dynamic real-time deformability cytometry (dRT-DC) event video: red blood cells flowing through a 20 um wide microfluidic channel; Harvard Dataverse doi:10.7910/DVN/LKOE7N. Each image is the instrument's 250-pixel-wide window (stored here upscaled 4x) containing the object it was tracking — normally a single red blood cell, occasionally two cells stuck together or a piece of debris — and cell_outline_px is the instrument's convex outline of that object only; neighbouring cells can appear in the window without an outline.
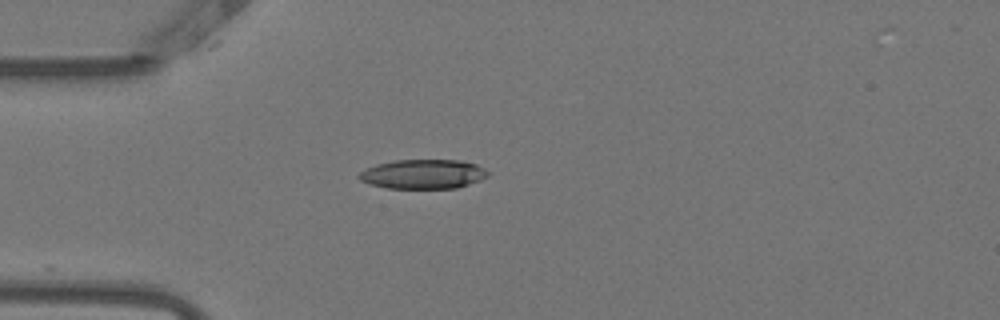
{"species": "Egyptian fruit bat (a non-hibernating species)", "species_latin": "Rousettus aegyptiacus", "temperature_condition": "warm", "stored_images_in_passage": 40, "camera_frame_rate_fps": 3000, "um_per_image_px": 0.085, "animal": {"sex": "female"}, "frame": {"image": 1, "passage_image": 1, "time_ms": 0.0, "image_size_px": [1000, 320], "cell_outline_px": [[488, 176], [480, 180], [456, 188], [388, 188], [368, 184], [360, 180], [356, 176], [364, 168], [376, 164], [396, 160], [460, 160], [476, 164], [484, 168], [488, 172]], "centroid_in_image_um": [35.92, 14.79], "position_along_channel_um": 49.1, "area_um2": 22.14}}
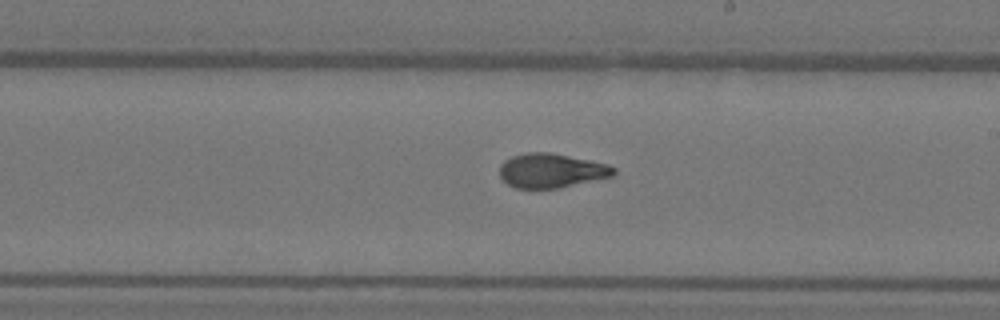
{"frame": {"image": 2, "passage_image": 17, "time_ms": 5.333, "image_size_px": [1000, 320], "cell_outline_px": [[616, 172], [612, 176], [556, 188], [516, 188], [508, 184], [500, 176], [500, 164], [504, 160], [512, 156], [528, 152], [548, 152], [608, 164], [616, 168]], "centroid_in_image_um": [46.84, 14.49], "position_along_channel_um": 242.2, "area_um2": 22.48}}
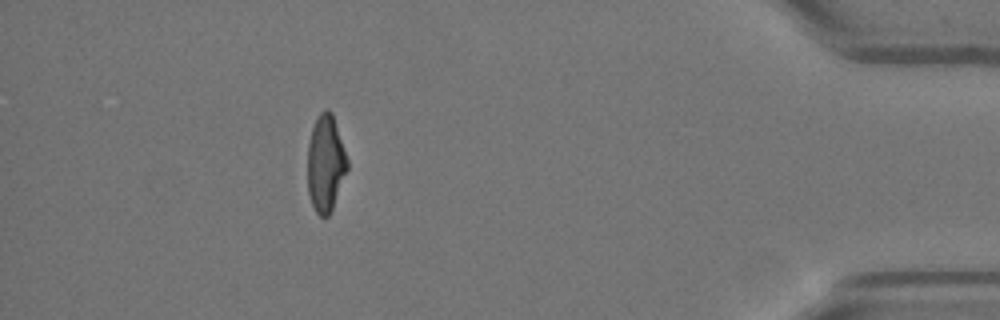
{"frame": {"image": 3, "passage_image": 34, "time_ms": 11.0, "image_size_px": [1000, 320], "cell_outline_px": [[348, 168], [332, 208], [328, 216], [320, 216], [316, 212], [312, 204], [308, 192], [308, 144], [312, 128], [320, 112], [328, 108], [332, 112], [348, 160]], "centroid_in_image_um": [27.67, 13.87], "position_along_channel_um": 407.5, "area_um2": 22.14}, "authors_computed_cell_mechanics": {"area_um2": 23.0044, "velocity_mm_per_s": 3.845, "shape_relaxation_time_tau1_ms": 6.3688, "shape_relaxation_time_tau2_ms": 1.5802, "deformation_change_tau1": 0.2305, "deformation_change_tau2": 0.0729}}